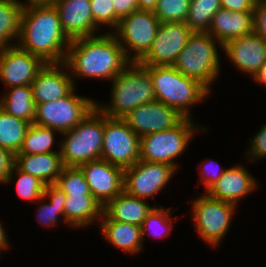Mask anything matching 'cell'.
Instances as JSON below:
<instances>
[{
  "instance_id": "cell-1",
  "label": "cell",
  "mask_w": 266,
  "mask_h": 267,
  "mask_svg": "<svg viewBox=\"0 0 266 267\" xmlns=\"http://www.w3.org/2000/svg\"><path fill=\"white\" fill-rule=\"evenodd\" d=\"M64 63L75 85V76L112 81L131 62L114 32H106L72 39Z\"/></svg>"
},
{
  "instance_id": "cell-2",
  "label": "cell",
  "mask_w": 266,
  "mask_h": 267,
  "mask_svg": "<svg viewBox=\"0 0 266 267\" xmlns=\"http://www.w3.org/2000/svg\"><path fill=\"white\" fill-rule=\"evenodd\" d=\"M18 42L20 49L45 63H63L71 39L61 26L55 6H43L23 9Z\"/></svg>"
},
{
  "instance_id": "cell-3",
  "label": "cell",
  "mask_w": 266,
  "mask_h": 267,
  "mask_svg": "<svg viewBox=\"0 0 266 267\" xmlns=\"http://www.w3.org/2000/svg\"><path fill=\"white\" fill-rule=\"evenodd\" d=\"M110 105L96 107L107 117L121 118L139 105L156 100L151 76L138 62H131L112 80Z\"/></svg>"
},
{
  "instance_id": "cell-4",
  "label": "cell",
  "mask_w": 266,
  "mask_h": 267,
  "mask_svg": "<svg viewBox=\"0 0 266 267\" xmlns=\"http://www.w3.org/2000/svg\"><path fill=\"white\" fill-rule=\"evenodd\" d=\"M151 76L156 100L191 118L190 106L202 102L210 91L174 66H143Z\"/></svg>"
},
{
  "instance_id": "cell-5",
  "label": "cell",
  "mask_w": 266,
  "mask_h": 267,
  "mask_svg": "<svg viewBox=\"0 0 266 267\" xmlns=\"http://www.w3.org/2000/svg\"><path fill=\"white\" fill-rule=\"evenodd\" d=\"M59 151L65 167H79L99 160L103 147L104 114L95 107L73 129L61 134Z\"/></svg>"
},
{
  "instance_id": "cell-6",
  "label": "cell",
  "mask_w": 266,
  "mask_h": 267,
  "mask_svg": "<svg viewBox=\"0 0 266 267\" xmlns=\"http://www.w3.org/2000/svg\"><path fill=\"white\" fill-rule=\"evenodd\" d=\"M216 43L222 44L207 32H193L173 65L183 75L193 78L209 91L220 73V57Z\"/></svg>"
},
{
  "instance_id": "cell-7",
  "label": "cell",
  "mask_w": 266,
  "mask_h": 267,
  "mask_svg": "<svg viewBox=\"0 0 266 267\" xmlns=\"http://www.w3.org/2000/svg\"><path fill=\"white\" fill-rule=\"evenodd\" d=\"M196 130L206 131L204 127L199 129L192 118H184L171 129L141 137L140 160L166 163L177 170L174 159L185 151Z\"/></svg>"
},
{
  "instance_id": "cell-8",
  "label": "cell",
  "mask_w": 266,
  "mask_h": 267,
  "mask_svg": "<svg viewBox=\"0 0 266 267\" xmlns=\"http://www.w3.org/2000/svg\"><path fill=\"white\" fill-rule=\"evenodd\" d=\"M75 89L56 101L37 104L34 123L59 134L73 129L96 107L94 100L78 96Z\"/></svg>"
},
{
  "instance_id": "cell-9",
  "label": "cell",
  "mask_w": 266,
  "mask_h": 267,
  "mask_svg": "<svg viewBox=\"0 0 266 267\" xmlns=\"http://www.w3.org/2000/svg\"><path fill=\"white\" fill-rule=\"evenodd\" d=\"M159 25L153 12L139 9L120 19L114 34L130 62H139L147 54Z\"/></svg>"
},
{
  "instance_id": "cell-10",
  "label": "cell",
  "mask_w": 266,
  "mask_h": 267,
  "mask_svg": "<svg viewBox=\"0 0 266 267\" xmlns=\"http://www.w3.org/2000/svg\"><path fill=\"white\" fill-rule=\"evenodd\" d=\"M192 203V219L197 233L210 247H216L230 228L236 205L214 199L207 193Z\"/></svg>"
},
{
  "instance_id": "cell-11",
  "label": "cell",
  "mask_w": 266,
  "mask_h": 267,
  "mask_svg": "<svg viewBox=\"0 0 266 267\" xmlns=\"http://www.w3.org/2000/svg\"><path fill=\"white\" fill-rule=\"evenodd\" d=\"M123 169L140 160V137L121 118L104 115L101 158Z\"/></svg>"
},
{
  "instance_id": "cell-12",
  "label": "cell",
  "mask_w": 266,
  "mask_h": 267,
  "mask_svg": "<svg viewBox=\"0 0 266 267\" xmlns=\"http://www.w3.org/2000/svg\"><path fill=\"white\" fill-rule=\"evenodd\" d=\"M175 172L169 164L139 160L124 169V191L141 199L153 198L166 187Z\"/></svg>"
},
{
  "instance_id": "cell-13",
  "label": "cell",
  "mask_w": 266,
  "mask_h": 267,
  "mask_svg": "<svg viewBox=\"0 0 266 267\" xmlns=\"http://www.w3.org/2000/svg\"><path fill=\"white\" fill-rule=\"evenodd\" d=\"M192 34L185 22L160 23L151 48L138 63L142 66H173Z\"/></svg>"
},
{
  "instance_id": "cell-14",
  "label": "cell",
  "mask_w": 266,
  "mask_h": 267,
  "mask_svg": "<svg viewBox=\"0 0 266 267\" xmlns=\"http://www.w3.org/2000/svg\"><path fill=\"white\" fill-rule=\"evenodd\" d=\"M185 117L177 110L157 100L139 105L123 119L141 138L177 126Z\"/></svg>"
},
{
  "instance_id": "cell-15",
  "label": "cell",
  "mask_w": 266,
  "mask_h": 267,
  "mask_svg": "<svg viewBox=\"0 0 266 267\" xmlns=\"http://www.w3.org/2000/svg\"><path fill=\"white\" fill-rule=\"evenodd\" d=\"M45 62L17 45L0 50V80L7 87L32 84Z\"/></svg>"
},
{
  "instance_id": "cell-16",
  "label": "cell",
  "mask_w": 266,
  "mask_h": 267,
  "mask_svg": "<svg viewBox=\"0 0 266 267\" xmlns=\"http://www.w3.org/2000/svg\"><path fill=\"white\" fill-rule=\"evenodd\" d=\"M91 194L104 207L124 190V169L99 159L79 166Z\"/></svg>"
},
{
  "instance_id": "cell-17",
  "label": "cell",
  "mask_w": 266,
  "mask_h": 267,
  "mask_svg": "<svg viewBox=\"0 0 266 267\" xmlns=\"http://www.w3.org/2000/svg\"><path fill=\"white\" fill-rule=\"evenodd\" d=\"M222 49L238 70L252 77L266 63V40L255 32L225 42Z\"/></svg>"
},
{
  "instance_id": "cell-18",
  "label": "cell",
  "mask_w": 266,
  "mask_h": 267,
  "mask_svg": "<svg viewBox=\"0 0 266 267\" xmlns=\"http://www.w3.org/2000/svg\"><path fill=\"white\" fill-rule=\"evenodd\" d=\"M63 63H45L38 71L31 87L35 104L56 101L68 95L74 88L71 75L62 71ZM61 68V69H60Z\"/></svg>"
},
{
  "instance_id": "cell-19",
  "label": "cell",
  "mask_w": 266,
  "mask_h": 267,
  "mask_svg": "<svg viewBox=\"0 0 266 267\" xmlns=\"http://www.w3.org/2000/svg\"><path fill=\"white\" fill-rule=\"evenodd\" d=\"M244 167L240 164L225 169L223 175L206 191L207 194L237 206L238 201L252 193L258 184L256 178Z\"/></svg>"
},
{
  "instance_id": "cell-20",
  "label": "cell",
  "mask_w": 266,
  "mask_h": 267,
  "mask_svg": "<svg viewBox=\"0 0 266 267\" xmlns=\"http://www.w3.org/2000/svg\"><path fill=\"white\" fill-rule=\"evenodd\" d=\"M54 6L63 30L71 40L95 36L98 28L93 21L90 0H57Z\"/></svg>"
},
{
  "instance_id": "cell-21",
  "label": "cell",
  "mask_w": 266,
  "mask_h": 267,
  "mask_svg": "<svg viewBox=\"0 0 266 267\" xmlns=\"http://www.w3.org/2000/svg\"><path fill=\"white\" fill-rule=\"evenodd\" d=\"M254 11H230L220 8L213 16L207 31L222 45L231 39L254 32Z\"/></svg>"
},
{
  "instance_id": "cell-22",
  "label": "cell",
  "mask_w": 266,
  "mask_h": 267,
  "mask_svg": "<svg viewBox=\"0 0 266 267\" xmlns=\"http://www.w3.org/2000/svg\"><path fill=\"white\" fill-rule=\"evenodd\" d=\"M14 165L19 170L37 177L45 185L55 184L64 167L60 152L15 154Z\"/></svg>"
},
{
  "instance_id": "cell-23",
  "label": "cell",
  "mask_w": 266,
  "mask_h": 267,
  "mask_svg": "<svg viewBox=\"0 0 266 267\" xmlns=\"http://www.w3.org/2000/svg\"><path fill=\"white\" fill-rule=\"evenodd\" d=\"M153 208L145 199L131 196L123 190L103 207V213L110 220L141 227L143 220Z\"/></svg>"
},
{
  "instance_id": "cell-24",
  "label": "cell",
  "mask_w": 266,
  "mask_h": 267,
  "mask_svg": "<svg viewBox=\"0 0 266 267\" xmlns=\"http://www.w3.org/2000/svg\"><path fill=\"white\" fill-rule=\"evenodd\" d=\"M102 219V220H101ZM100 229L108 243L126 253L135 254L143 248L141 227L125 222L110 220L104 213L100 218Z\"/></svg>"
},
{
  "instance_id": "cell-25",
  "label": "cell",
  "mask_w": 266,
  "mask_h": 267,
  "mask_svg": "<svg viewBox=\"0 0 266 267\" xmlns=\"http://www.w3.org/2000/svg\"><path fill=\"white\" fill-rule=\"evenodd\" d=\"M64 223L72 227H85L99 220L103 214L102 204L93 195H66Z\"/></svg>"
},
{
  "instance_id": "cell-26",
  "label": "cell",
  "mask_w": 266,
  "mask_h": 267,
  "mask_svg": "<svg viewBox=\"0 0 266 267\" xmlns=\"http://www.w3.org/2000/svg\"><path fill=\"white\" fill-rule=\"evenodd\" d=\"M9 91L2 95L0 108L15 117L24 119L33 124L36 104L33 99V90L30 85L9 87Z\"/></svg>"
},
{
  "instance_id": "cell-27",
  "label": "cell",
  "mask_w": 266,
  "mask_h": 267,
  "mask_svg": "<svg viewBox=\"0 0 266 267\" xmlns=\"http://www.w3.org/2000/svg\"><path fill=\"white\" fill-rule=\"evenodd\" d=\"M22 12L19 0H0V50L16 46L11 41L19 39Z\"/></svg>"
},
{
  "instance_id": "cell-28",
  "label": "cell",
  "mask_w": 266,
  "mask_h": 267,
  "mask_svg": "<svg viewBox=\"0 0 266 267\" xmlns=\"http://www.w3.org/2000/svg\"><path fill=\"white\" fill-rule=\"evenodd\" d=\"M30 125L24 119L10 115L0 108V147L17 154Z\"/></svg>"
},
{
  "instance_id": "cell-29",
  "label": "cell",
  "mask_w": 266,
  "mask_h": 267,
  "mask_svg": "<svg viewBox=\"0 0 266 267\" xmlns=\"http://www.w3.org/2000/svg\"><path fill=\"white\" fill-rule=\"evenodd\" d=\"M44 198H48L50 203H43L38 207L37 219L44 226L58 224L59 217L64 221V204L66 194L55 184L45 185ZM43 203V204H42Z\"/></svg>"
},
{
  "instance_id": "cell-30",
  "label": "cell",
  "mask_w": 266,
  "mask_h": 267,
  "mask_svg": "<svg viewBox=\"0 0 266 267\" xmlns=\"http://www.w3.org/2000/svg\"><path fill=\"white\" fill-rule=\"evenodd\" d=\"M220 8V0H191L185 24L193 32H207Z\"/></svg>"
},
{
  "instance_id": "cell-31",
  "label": "cell",
  "mask_w": 266,
  "mask_h": 267,
  "mask_svg": "<svg viewBox=\"0 0 266 267\" xmlns=\"http://www.w3.org/2000/svg\"><path fill=\"white\" fill-rule=\"evenodd\" d=\"M57 130L31 124L26 132L21 149L17 154H44L60 152L52 150L54 135Z\"/></svg>"
},
{
  "instance_id": "cell-32",
  "label": "cell",
  "mask_w": 266,
  "mask_h": 267,
  "mask_svg": "<svg viewBox=\"0 0 266 267\" xmlns=\"http://www.w3.org/2000/svg\"><path fill=\"white\" fill-rule=\"evenodd\" d=\"M171 208L165 209L163 206L159 208L154 206L152 211L146 216L141 225L142 240L149 232L153 237H166L170 234L172 228ZM171 222V224H170Z\"/></svg>"
},
{
  "instance_id": "cell-33",
  "label": "cell",
  "mask_w": 266,
  "mask_h": 267,
  "mask_svg": "<svg viewBox=\"0 0 266 267\" xmlns=\"http://www.w3.org/2000/svg\"><path fill=\"white\" fill-rule=\"evenodd\" d=\"M13 173H15L19 177L15 186L20 198L28 201H41L45 199L43 197L45 184L41 180H39L37 177H34L33 175L19 170L14 165L7 183L12 181V176H14Z\"/></svg>"
},
{
  "instance_id": "cell-34",
  "label": "cell",
  "mask_w": 266,
  "mask_h": 267,
  "mask_svg": "<svg viewBox=\"0 0 266 267\" xmlns=\"http://www.w3.org/2000/svg\"><path fill=\"white\" fill-rule=\"evenodd\" d=\"M66 195H92L79 167H63L55 183Z\"/></svg>"
},
{
  "instance_id": "cell-35",
  "label": "cell",
  "mask_w": 266,
  "mask_h": 267,
  "mask_svg": "<svg viewBox=\"0 0 266 267\" xmlns=\"http://www.w3.org/2000/svg\"><path fill=\"white\" fill-rule=\"evenodd\" d=\"M191 0H157L154 10L155 16L160 23L185 22L189 12Z\"/></svg>"
},
{
  "instance_id": "cell-36",
  "label": "cell",
  "mask_w": 266,
  "mask_h": 267,
  "mask_svg": "<svg viewBox=\"0 0 266 267\" xmlns=\"http://www.w3.org/2000/svg\"><path fill=\"white\" fill-rule=\"evenodd\" d=\"M90 9L97 28L108 25L116 30L121 18L115 12L113 0H90Z\"/></svg>"
},
{
  "instance_id": "cell-37",
  "label": "cell",
  "mask_w": 266,
  "mask_h": 267,
  "mask_svg": "<svg viewBox=\"0 0 266 267\" xmlns=\"http://www.w3.org/2000/svg\"><path fill=\"white\" fill-rule=\"evenodd\" d=\"M251 148L246 152L248 161H255L258 159H262V157L266 158V124L262 126L261 129L257 132V134L250 140Z\"/></svg>"
},
{
  "instance_id": "cell-38",
  "label": "cell",
  "mask_w": 266,
  "mask_h": 267,
  "mask_svg": "<svg viewBox=\"0 0 266 267\" xmlns=\"http://www.w3.org/2000/svg\"><path fill=\"white\" fill-rule=\"evenodd\" d=\"M215 163V162H214ZM204 166L203 168H201L200 170V175H201V184L205 185L206 188L205 190L207 191L225 172V169L222 170L220 166V164L218 162H216L213 165V162L211 161H207V162H203ZM218 164V170H212L215 166L217 167ZM215 169V168H214Z\"/></svg>"
},
{
  "instance_id": "cell-39",
  "label": "cell",
  "mask_w": 266,
  "mask_h": 267,
  "mask_svg": "<svg viewBox=\"0 0 266 267\" xmlns=\"http://www.w3.org/2000/svg\"><path fill=\"white\" fill-rule=\"evenodd\" d=\"M15 164V155L9 150L0 147V183H7Z\"/></svg>"
},
{
  "instance_id": "cell-40",
  "label": "cell",
  "mask_w": 266,
  "mask_h": 267,
  "mask_svg": "<svg viewBox=\"0 0 266 267\" xmlns=\"http://www.w3.org/2000/svg\"><path fill=\"white\" fill-rule=\"evenodd\" d=\"M254 32L266 40V1L254 6Z\"/></svg>"
},
{
  "instance_id": "cell-41",
  "label": "cell",
  "mask_w": 266,
  "mask_h": 267,
  "mask_svg": "<svg viewBox=\"0 0 266 267\" xmlns=\"http://www.w3.org/2000/svg\"><path fill=\"white\" fill-rule=\"evenodd\" d=\"M221 8L230 11H254L255 4L251 0H220Z\"/></svg>"
},
{
  "instance_id": "cell-42",
  "label": "cell",
  "mask_w": 266,
  "mask_h": 267,
  "mask_svg": "<svg viewBox=\"0 0 266 267\" xmlns=\"http://www.w3.org/2000/svg\"><path fill=\"white\" fill-rule=\"evenodd\" d=\"M116 14L122 18L138 9V0H113Z\"/></svg>"
},
{
  "instance_id": "cell-43",
  "label": "cell",
  "mask_w": 266,
  "mask_h": 267,
  "mask_svg": "<svg viewBox=\"0 0 266 267\" xmlns=\"http://www.w3.org/2000/svg\"><path fill=\"white\" fill-rule=\"evenodd\" d=\"M57 0H26L25 2H20L23 9L32 8V7H43V6H54Z\"/></svg>"
},
{
  "instance_id": "cell-44",
  "label": "cell",
  "mask_w": 266,
  "mask_h": 267,
  "mask_svg": "<svg viewBox=\"0 0 266 267\" xmlns=\"http://www.w3.org/2000/svg\"><path fill=\"white\" fill-rule=\"evenodd\" d=\"M157 0H138V9L154 12Z\"/></svg>"
},
{
  "instance_id": "cell-45",
  "label": "cell",
  "mask_w": 266,
  "mask_h": 267,
  "mask_svg": "<svg viewBox=\"0 0 266 267\" xmlns=\"http://www.w3.org/2000/svg\"><path fill=\"white\" fill-rule=\"evenodd\" d=\"M253 79L266 86V63L256 72Z\"/></svg>"
},
{
  "instance_id": "cell-46",
  "label": "cell",
  "mask_w": 266,
  "mask_h": 267,
  "mask_svg": "<svg viewBox=\"0 0 266 267\" xmlns=\"http://www.w3.org/2000/svg\"><path fill=\"white\" fill-rule=\"evenodd\" d=\"M3 229L4 228H3L2 223L0 221V254H1V250L2 251L4 249L6 250L7 247H9V245H10V242H8V240H7L6 232Z\"/></svg>"
},
{
  "instance_id": "cell-47",
  "label": "cell",
  "mask_w": 266,
  "mask_h": 267,
  "mask_svg": "<svg viewBox=\"0 0 266 267\" xmlns=\"http://www.w3.org/2000/svg\"><path fill=\"white\" fill-rule=\"evenodd\" d=\"M254 4H258V3H261L263 1H266V0H251Z\"/></svg>"
}]
</instances>
